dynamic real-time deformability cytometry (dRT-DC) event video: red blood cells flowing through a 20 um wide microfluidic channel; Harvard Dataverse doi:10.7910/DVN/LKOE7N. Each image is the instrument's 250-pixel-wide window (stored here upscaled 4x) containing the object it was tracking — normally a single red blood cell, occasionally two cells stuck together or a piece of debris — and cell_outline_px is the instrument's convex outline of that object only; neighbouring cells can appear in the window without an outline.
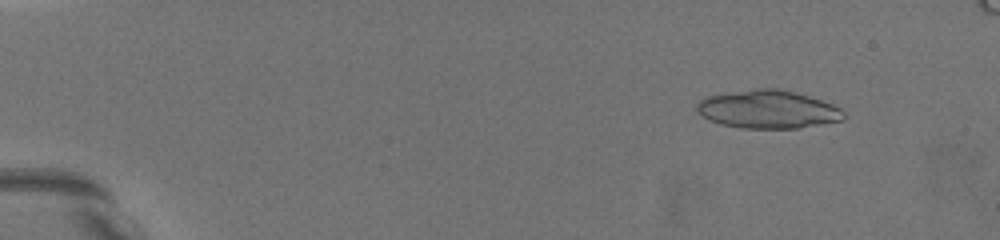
{"species": "common noctule bat (a hibernating species)", "species_latin": "Nyctalus noctula", "temperature_condition": "warm", "stored_images_in_passage": 44, "camera_frame_rate_fps": 3000, "um_per_image_px": 0.085, "animal": {"sex": "female", "body_mass_g": 19.5, "forearm_length_mm": 54.1}, "frame": {"image": 1, "passage_image": 7, "time_ms": 2.0, "image_size_px": [1000, 240], "cell_outline_px": [[848, 116], [844, 120], [800, 128], [740, 128], [720, 124], [708, 120], [696, 108], [696, 104], [700, 100], [708, 96], [752, 88], [780, 88], [796, 92], [832, 104], [840, 108]], "centroid_in_image_um": [65.3, 9.29], "position_along_channel_um": 19.7, "area_um2": 32.83}, "authors_computed_cell_mechanics": {"area_um2": 24.9696, "velocity_mm_per_s": 3.6014, "shape_relaxation_time_tau1_ms": 4.6794, "shape_relaxation_time_tau2_ms": 2.5018, "deformation_change_tau1": 0.1687, "deformation_change_tau2": 0.111}}